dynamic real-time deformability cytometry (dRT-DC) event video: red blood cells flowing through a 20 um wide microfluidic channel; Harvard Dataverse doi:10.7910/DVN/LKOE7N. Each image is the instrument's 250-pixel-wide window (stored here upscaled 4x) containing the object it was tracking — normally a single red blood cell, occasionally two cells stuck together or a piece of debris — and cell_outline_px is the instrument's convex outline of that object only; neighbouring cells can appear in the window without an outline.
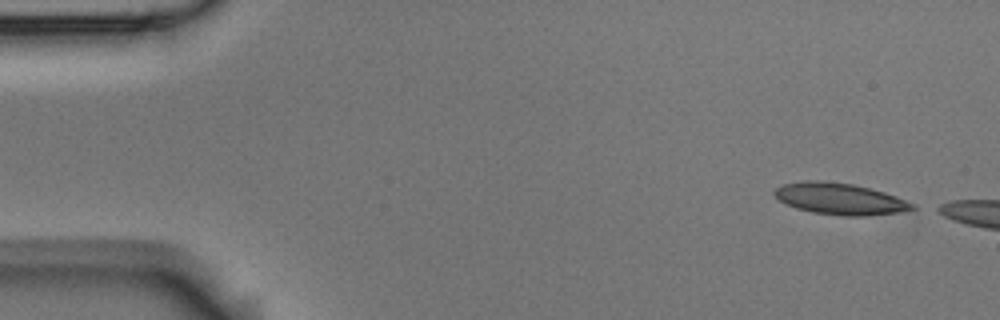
{"species": "Egyptian fruit bat (a non-hibernating species)", "species_latin": "Rousettus aegyptiacus", "temperature_condition": "room temperature", "stored_images_in_passage": 3, "camera_frame_rate_fps": 3000, "um_per_image_px": 0.085, "animal": {"sex": "male"}, "frame": {"image": 1, "passage_image": 1, "time_ms": 0.0, "image_size_px": [1000, 320], "cell_outline_px": [[916, 208], [900, 212], [864, 216], [844, 216], [812, 212], [796, 208], [780, 200], [772, 192], [776, 188], [784, 184], [804, 180], [820, 180], [852, 184], [884, 192], [896, 196], [916, 204]], "centroid_in_image_um": [71.41, 16.9], "position_along_channel_um": 13.6, "area_um2": 25.2}}